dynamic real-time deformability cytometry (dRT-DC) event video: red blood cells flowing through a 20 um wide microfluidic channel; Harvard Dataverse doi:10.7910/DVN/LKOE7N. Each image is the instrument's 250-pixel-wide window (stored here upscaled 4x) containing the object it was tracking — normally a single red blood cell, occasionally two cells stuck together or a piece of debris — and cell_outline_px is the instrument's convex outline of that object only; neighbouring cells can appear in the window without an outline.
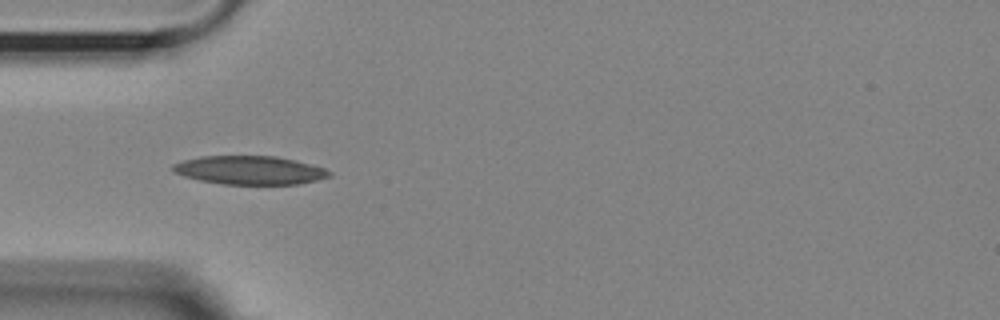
{"species": "Egyptian fruit bat (a non-hibernating species)", "species_latin": "Rousettus aegyptiacus", "temperature_condition": "room temperature", "stored_images_in_passage": 41, "camera_frame_rate_fps": 3000, "um_per_image_px": 0.085, "animal": {"sex": "female"}, "frame": {"image": 1, "passage_image": 3, "time_ms": 0.667, "image_size_px": [1000, 320], "cell_outline_px": [[332, 176], [300, 184], [224, 184], [200, 180], [184, 176], [176, 172], [172, 168], [172, 164], [184, 160], [200, 156], [276, 156], [296, 160], [324, 168], [332, 172]], "centroid_in_image_um": [21.26, 14.46], "position_along_channel_um": 63.7, "area_um2": 25.95}}
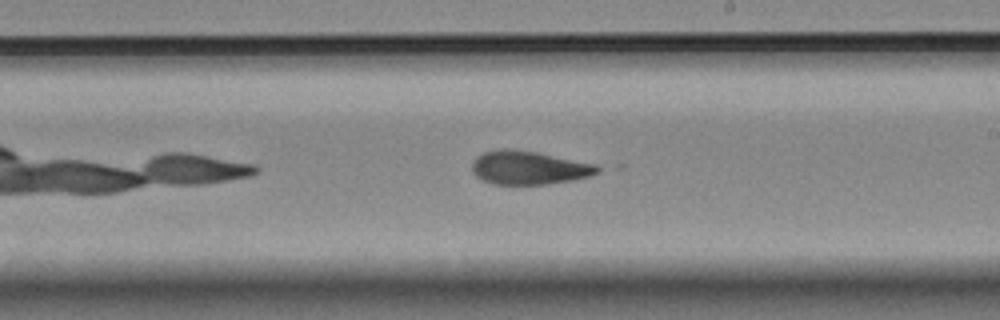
{"frame": {"image": 2, "passage_image": 18, "time_ms": 5.667, "image_size_px": [1000, 320], "cell_outline_px": [[604, 168], [600, 172], [588, 176], [572, 180], [548, 184], [492, 184], [476, 176], [472, 172], [472, 164], [476, 156], [484, 152], [504, 148], [508, 148], [536, 152], [596, 164]], "centroid_in_image_um": [44.97, 14.25], "position_along_channel_um": 244.0, "area_um2": 24.51}}
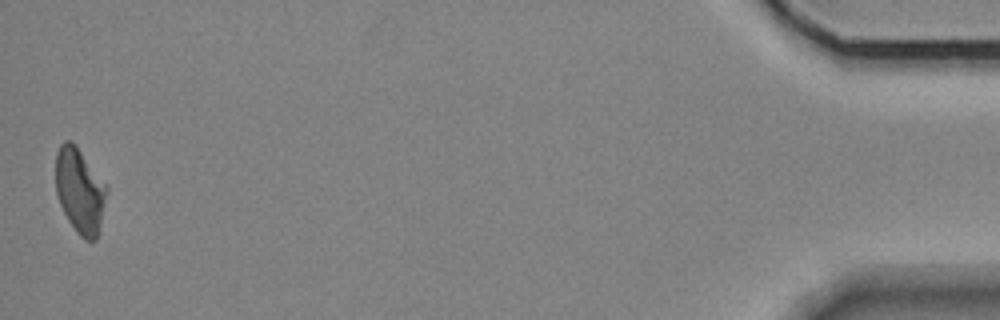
{"frame": {"image": 3, "passage_image": 41, "time_ms": 13.333, "image_size_px": [1000, 320], "cell_outline_px": [[108, 192], [96, 240], [84, 240], [76, 232], [68, 220], [60, 204], [56, 192], [56, 152], [60, 144], [64, 140], [68, 140], [76, 144], [108, 188]], "centroid_in_image_um": [6.78, 16.2], "position_along_channel_um": 428.4, "area_um2": 25.2}}